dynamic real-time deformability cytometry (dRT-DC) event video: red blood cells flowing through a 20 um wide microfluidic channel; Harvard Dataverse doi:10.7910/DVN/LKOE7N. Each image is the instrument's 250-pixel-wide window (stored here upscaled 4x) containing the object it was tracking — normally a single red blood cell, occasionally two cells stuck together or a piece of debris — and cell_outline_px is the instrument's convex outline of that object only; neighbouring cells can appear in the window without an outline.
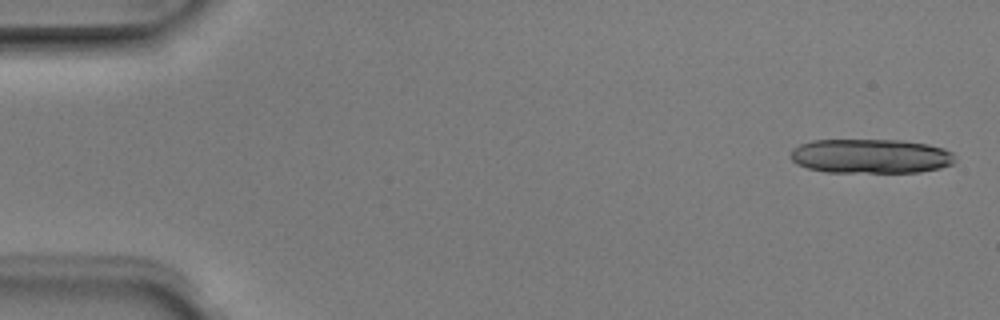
{"species": "Egyptian fruit bat (a non-hibernating species)", "species_latin": "Rousettus aegyptiacus", "temperature_condition": "room temperature", "stored_images_in_passage": 4, "camera_frame_rate_fps": 3000, "um_per_image_px": 0.085, "animal": {"sex": "male"}, "frame": {"image": 1, "passage_image": 1, "time_ms": 0.0, "image_size_px": [1000, 320], "cell_outline_px": [[956, 160], [952, 164], [940, 168], [920, 172], [824, 172], [808, 168], [796, 164], [788, 156], [792, 148], [800, 144], [812, 140], [904, 140], [928, 144], [944, 148], [952, 152], [956, 156]], "centroid_in_image_um": [74.0, 13.27], "position_along_channel_um": 11.0, "area_um2": 33.41}}
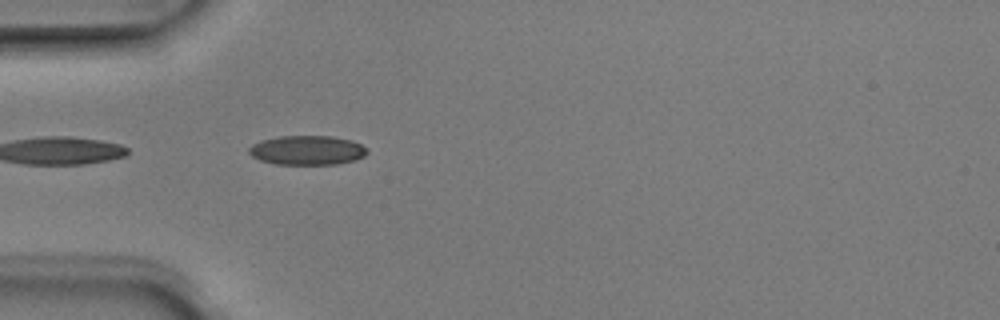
{"frame": {"image": 2, "passage_image": 4, "time_ms": 1.0, "image_size_px": [1000, 320], "cell_outline_px": [[368, 152], [364, 156], [356, 160], [336, 164], [276, 164], [260, 160], [252, 156], [248, 152], [248, 148], [252, 144], [260, 140], [280, 136], [332, 136], [352, 140], [368, 148]], "centroid_in_image_um": [26.12, 12.76], "position_along_channel_um": 58.9, "area_um2": 20.35}}